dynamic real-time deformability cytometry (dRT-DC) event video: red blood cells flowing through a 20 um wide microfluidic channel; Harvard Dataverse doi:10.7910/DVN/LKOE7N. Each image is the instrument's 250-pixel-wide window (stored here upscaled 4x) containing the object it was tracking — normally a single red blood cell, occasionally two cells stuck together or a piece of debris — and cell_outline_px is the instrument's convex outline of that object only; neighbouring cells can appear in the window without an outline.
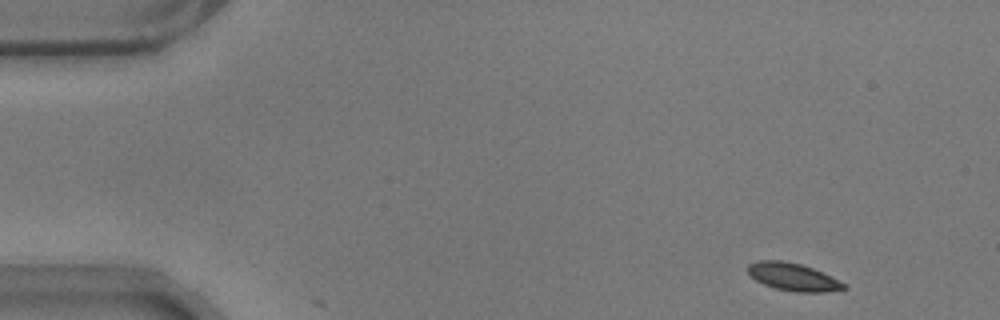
{"species": "common noctule bat (a hibernating species)", "species_latin": "Nyctalus noctula", "temperature_condition": "warm", "stored_images_in_passage": 53, "camera_frame_rate_fps": 3000, "um_per_image_px": 0.085, "animal": {"sex": "male", "body_mass_g": 17.9}, "frame": {"image": 1, "passage_image": 1, "time_ms": 0.0, "image_size_px": [1000, 320], "cell_outline_px": [[848, 288], [824, 292], [796, 292], [776, 288], [764, 284], [756, 280], [748, 272], [748, 264], [760, 260], [780, 260], [800, 264], [812, 268], [844, 284]], "centroid_in_image_um": [67.36, 23.53], "position_along_channel_um": 17.6, "area_um2": 15.03}}
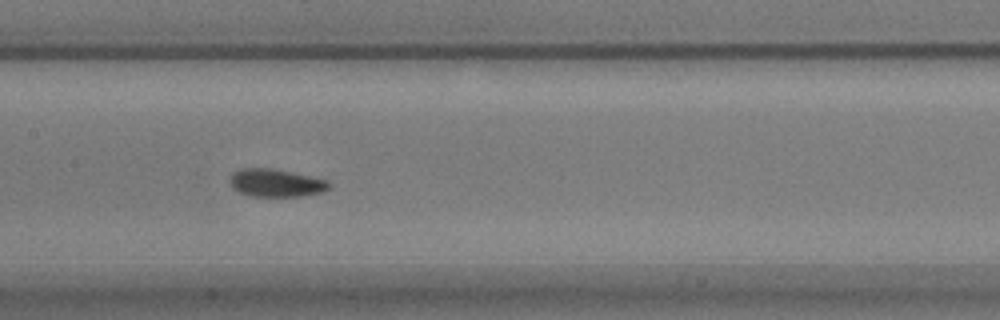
{"frame": {"image": 2, "passage_image": 24, "time_ms": 7.667, "image_size_px": [1000, 320], "cell_outline_px": [[332, 188], [324, 192], [304, 196], [248, 196], [232, 188], [228, 180], [232, 172], [240, 168], [272, 168], [328, 180], [332, 184]], "centroid_in_image_um": [23.46, 15.55], "position_along_channel_um": 183.9, "area_um2": 16.42}}
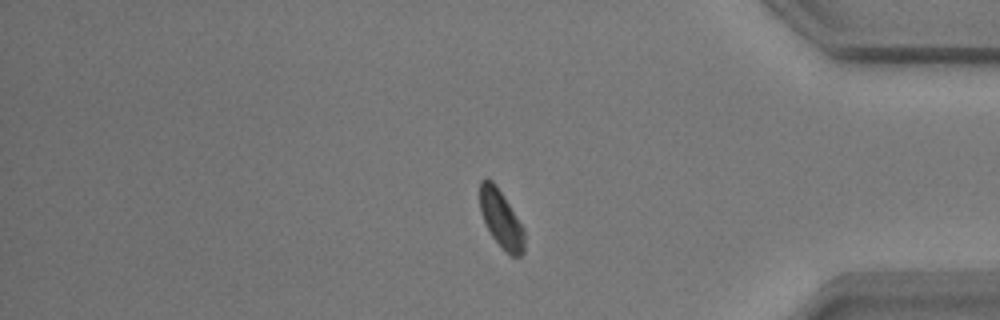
{"frame": {"image": 3, "passage_image": 44, "time_ms": 14.333, "image_size_px": [1000, 320], "cell_outline_px": [[524, 252], [520, 256], [512, 256], [492, 236], [480, 212], [480, 180], [492, 180], [496, 184], [524, 228]], "centroid_in_image_um": [42.6, 18.59], "position_along_channel_um": 392.6, "area_um2": 14.57}, "authors_computed_cell_mechanics": {"area_um2": 15.8372, "velocity_mm_per_s": 3.4873, "shape_relaxation_time_tau1_ms": 7.7121, "shape_relaxation_time_tau2_ms": null, "deformation_change_tau1": 0.1362, "deformation_change_tau2": null}}